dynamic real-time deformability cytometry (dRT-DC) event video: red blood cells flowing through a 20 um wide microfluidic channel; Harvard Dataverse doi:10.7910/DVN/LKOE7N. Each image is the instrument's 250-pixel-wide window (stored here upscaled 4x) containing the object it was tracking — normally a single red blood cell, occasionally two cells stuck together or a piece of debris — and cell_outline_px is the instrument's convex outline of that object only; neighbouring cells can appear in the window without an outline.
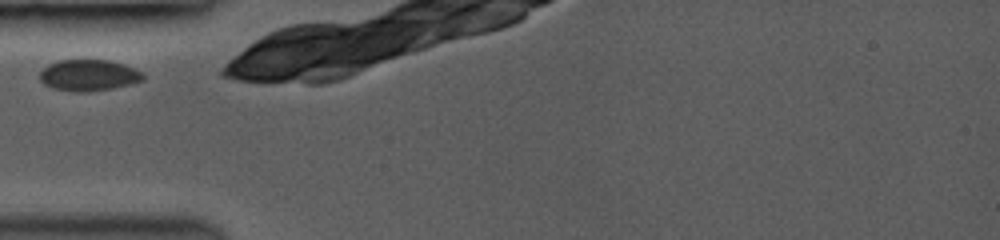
{"species": "common noctule bat (a hibernating species)", "species_latin": "Nyctalus noctula", "temperature_condition": "room temperature", "stored_images_in_passage": 5, "camera_frame_rate_fps": 3000, "um_per_image_px": 0.085, "animal": {"sex": "female", "body_mass_g": 19.0, "forearm_length_mm": 53.3}, "frame": {"image": 1, "passage_image": 1, "time_ms": 0.0, "image_size_px": [1000, 240], "cell_outline_px": [[144, 80], [112, 88], [84, 92], [72, 92], [52, 88], [44, 84], [40, 80], [40, 72], [48, 64], [60, 60], [108, 60], [124, 64], [136, 68], [144, 72]], "centroid_in_image_um": [7.55, 6.39], "position_along_channel_um": 77.5, "area_um2": 18.9}}